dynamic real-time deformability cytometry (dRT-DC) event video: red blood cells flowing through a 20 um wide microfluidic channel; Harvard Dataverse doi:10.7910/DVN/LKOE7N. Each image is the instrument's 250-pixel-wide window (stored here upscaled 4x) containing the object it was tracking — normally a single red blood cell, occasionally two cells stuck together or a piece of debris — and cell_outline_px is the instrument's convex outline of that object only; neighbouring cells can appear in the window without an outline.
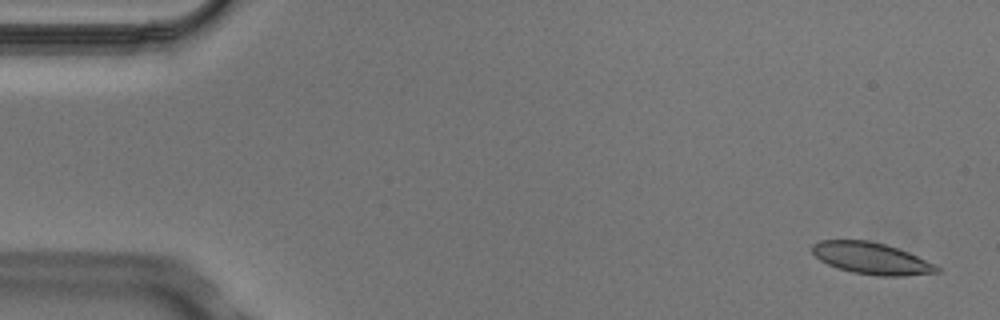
{"species": "Egyptian fruit bat (a non-hibernating species)", "species_latin": "Rousettus aegyptiacus", "temperature_condition": "cold", "stored_images_in_passage": 5, "segment_of_instrument_passage": [2, 2], "camera_frame_rate_fps": 3000, "um_per_image_px": 0.085, "animal": {"sex": "male"}, "frame": {"image": 1, "passage_image": 5, "time_ms": 1.333, "image_size_px": [1000, 320], "cell_outline_px": [[940, 272], [904, 276], [876, 276], [852, 272], [828, 264], [820, 260], [812, 252], [812, 244], [820, 240], [868, 240], [884, 244], [908, 252], [936, 264], [940, 268]], "centroid_in_image_um": [74.09, 21.96], "position_along_channel_um": 10.9, "area_um2": 22.95}}